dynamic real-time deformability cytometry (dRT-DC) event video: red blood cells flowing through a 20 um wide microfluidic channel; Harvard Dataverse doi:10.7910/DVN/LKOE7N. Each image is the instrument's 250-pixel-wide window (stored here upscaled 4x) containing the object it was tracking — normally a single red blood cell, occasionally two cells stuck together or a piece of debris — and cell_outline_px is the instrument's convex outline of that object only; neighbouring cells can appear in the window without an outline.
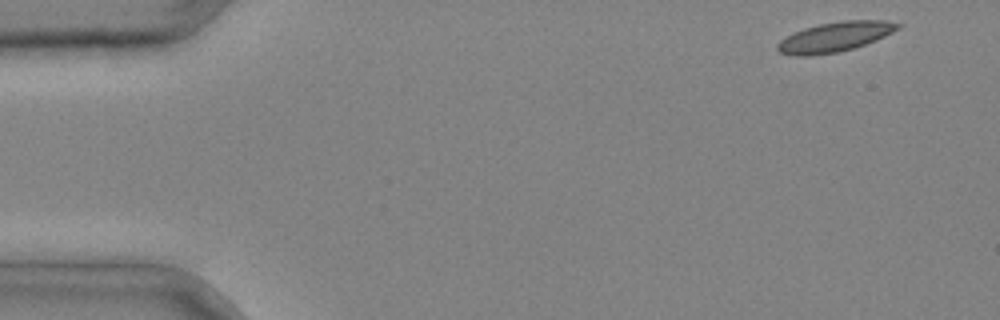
{"species": "common noctule bat (a hibernating species)", "species_latin": "Nyctalus noctula", "temperature_condition": "cold", "stored_images_in_passage": 4, "camera_frame_rate_fps": 3000, "um_per_image_px": 0.085, "animal": {"sex": "male", "body_mass_g": 20.4}, "frame": {"image": 1, "passage_image": 1, "time_ms": 0.0, "image_size_px": [1000, 320], "cell_outline_px": [[904, 24], [900, 28], [876, 40], [840, 52], [812, 56], [792, 56], [780, 52], [776, 48], [776, 44], [780, 40], [792, 32], [804, 28], [820, 24], [844, 20], [884, 20]], "centroid_in_image_um": [70.94, 3.14], "position_along_channel_um": 14.1, "area_um2": 21.04}}
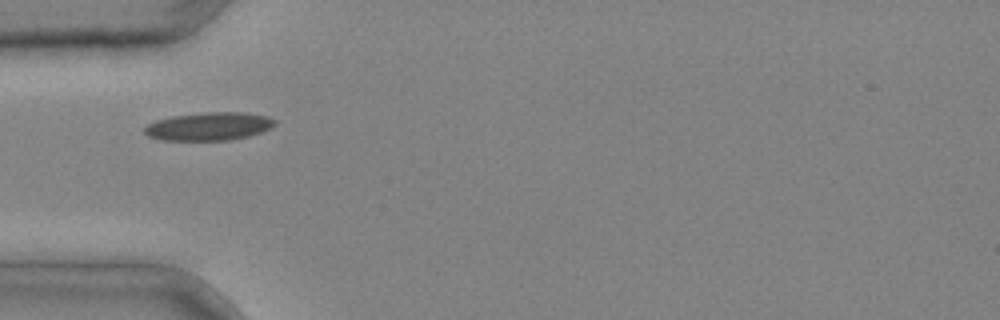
{"frame": {"image": 2, "passage_image": 4, "time_ms": 1.0, "image_size_px": [1000, 320], "cell_outline_px": [[276, 124], [272, 128], [248, 136], [232, 140], [160, 140], [148, 136], [144, 132], [144, 128], [148, 124], [156, 120], [172, 116], [208, 112], [244, 112], [268, 116], [276, 120]], "centroid_in_image_um": [17.78, 10.74], "position_along_channel_um": 67.2, "area_um2": 21.44}}